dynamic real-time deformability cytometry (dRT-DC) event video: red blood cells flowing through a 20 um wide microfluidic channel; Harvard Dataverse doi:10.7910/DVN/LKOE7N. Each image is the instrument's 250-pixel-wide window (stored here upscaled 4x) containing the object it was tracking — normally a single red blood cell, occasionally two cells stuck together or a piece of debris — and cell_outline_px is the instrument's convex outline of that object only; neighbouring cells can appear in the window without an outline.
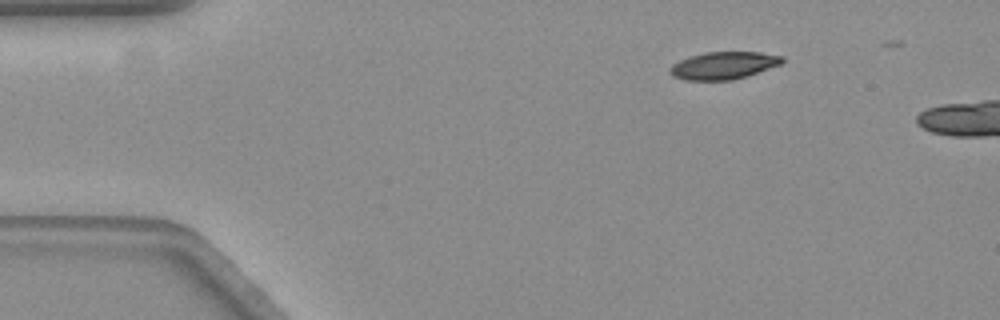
{"species": "common noctule bat (a hibernating species)", "species_latin": "Nyctalus noctula", "temperature_condition": "warm", "stored_images_in_passage": 6, "camera_frame_rate_fps": 3000, "um_per_image_px": 0.085, "animal": {"sex": "female", "body_mass_g": 19.3, "forearm_length_mm": 54.1}, "frame": {"image": 1, "passage_image": 1, "time_ms": 0.0, "image_size_px": [1000, 320], "cell_outline_px": [[784, 60], [780, 64], [748, 76], [732, 80], [684, 80], [672, 76], [668, 72], [668, 68], [672, 64], [680, 60], [704, 52], [760, 52], [784, 56]], "centroid_in_image_um": [61.48, 5.57], "position_along_channel_um": 23.5, "area_um2": 18.03}}